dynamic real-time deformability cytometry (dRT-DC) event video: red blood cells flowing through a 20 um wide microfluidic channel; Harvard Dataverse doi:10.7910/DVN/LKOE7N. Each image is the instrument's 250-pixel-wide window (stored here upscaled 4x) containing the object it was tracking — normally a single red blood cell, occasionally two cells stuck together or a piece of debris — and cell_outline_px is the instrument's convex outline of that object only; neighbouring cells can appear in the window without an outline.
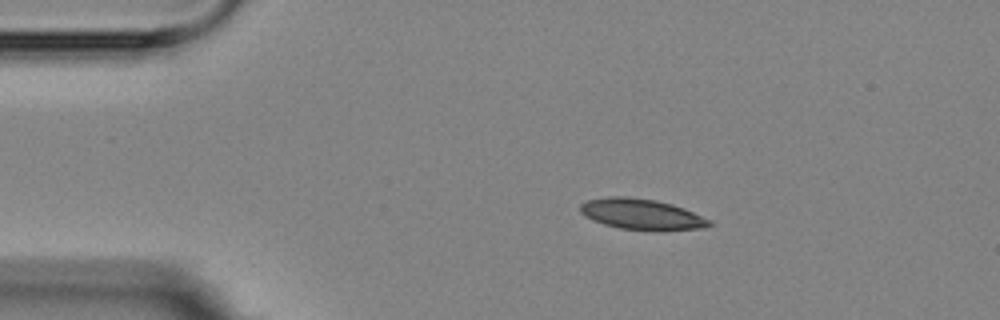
{"species": "Egyptian fruit bat (a non-hibernating species)", "species_latin": "Rousettus aegyptiacus", "temperature_condition": "room temperature", "stored_images_in_passage": 4, "segment_of_instrument_passage": [1, 2], "camera_frame_rate_fps": 3000, "um_per_image_px": 0.085, "animal": {"sex": "female"}, "frame": {"image": 1, "passage_image": 2, "time_ms": 1.0, "image_size_px": [1000, 320], "cell_outline_px": [[712, 224], [704, 228], [656, 232], [620, 228], [604, 224], [580, 212], [580, 204], [588, 200], [608, 196], [628, 196], [656, 200], [672, 204], [684, 208], [712, 220]], "centroid_in_image_um": [54.6, 18.22], "position_along_channel_um": 30.4, "area_um2": 23.41}}